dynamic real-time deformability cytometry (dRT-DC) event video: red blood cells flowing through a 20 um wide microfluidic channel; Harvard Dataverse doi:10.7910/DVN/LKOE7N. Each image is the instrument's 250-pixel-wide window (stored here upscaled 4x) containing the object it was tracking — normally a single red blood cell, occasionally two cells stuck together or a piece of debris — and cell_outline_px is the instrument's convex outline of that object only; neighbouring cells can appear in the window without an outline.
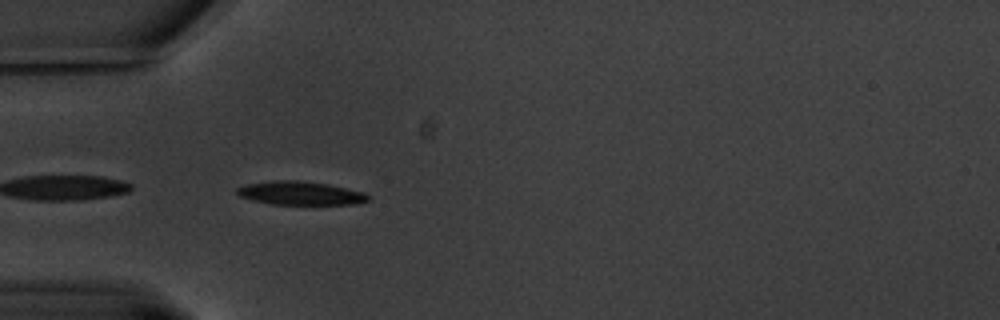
{"species": "common noctule bat (a hibernating species)", "species_latin": "Nyctalus noctula", "temperature_condition": "warm", "stored_images_in_passage": 44, "camera_frame_rate_fps": 3000, "um_per_image_px": 0.085, "animal": {"sex": "male", "body_mass_g": 20.1, "forearm_length_mm": 53.5}, "frame": {"image": 1, "passage_image": 1, "time_ms": 0.0, "image_size_px": [1000, 320], "cell_outline_px": [[372, 196], [368, 200], [356, 204], [272, 204], [252, 200], [240, 196], [236, 192], [236, 188], [248, 184], [276, 180], [296, 180], [328, 184], [364, 192]], "centroid_in_image_um": [25.56, 16.42], "position_along_channel_um": 59.4, "area_um2": 17.86}}
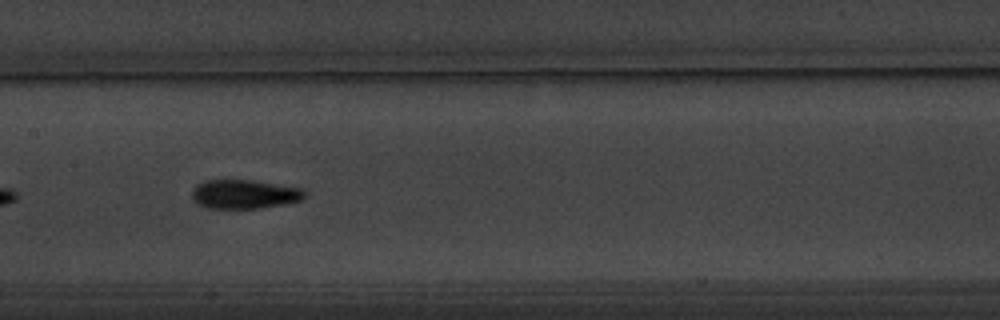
{"frame": {"image": 2, "passage_image": 13, "time_ms": 4.0, "image_size_px": [1000, 320], "cell_outline_px": [[308, 192], [304, 200], [284, 204], [260, 208], [208, 208], [196, 204], [192, 200], [192, 188], [204, 180], [252, 180], [300, 188]], "centroid_in_image_um": [20.77, 16.51], "position_along_channel_um": 186.6, "area_um2": 19.25}}
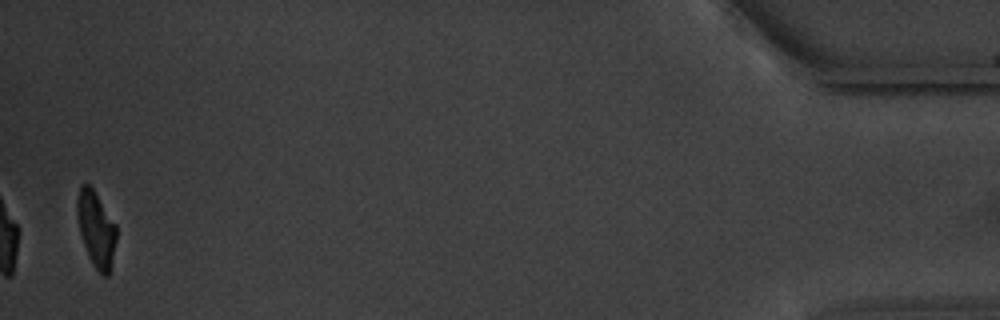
{"frame": {"image": 3, "passage_image": 43, "time_ms": 14.0, "image_size_px": [1000, 320], "cell_outline_px": [[116, 240], [112, 268], [108, 276], [104, 276], [92, 264], [88, 256], [80, 232], [76, 216], [76, 200], [80, 184], [88, 184], [92, 188], [116, 224]], "centroid_in_image_um": [8.17, 19.48], "position_along_channel_um": 427.0, "area_um2": 17.4}, "authors_computed_cell_mechanics": {"area_um2": 18.8139, "velocity_mm_per_s": 3.262, "shape_relaxation_time_tau1_ms": 3.9783, "shape_relaxation_time_tau2_ms": 2.7985, "deformation_change_tau1": 0.1618, "deformation_change_tau2": 0.0803}}